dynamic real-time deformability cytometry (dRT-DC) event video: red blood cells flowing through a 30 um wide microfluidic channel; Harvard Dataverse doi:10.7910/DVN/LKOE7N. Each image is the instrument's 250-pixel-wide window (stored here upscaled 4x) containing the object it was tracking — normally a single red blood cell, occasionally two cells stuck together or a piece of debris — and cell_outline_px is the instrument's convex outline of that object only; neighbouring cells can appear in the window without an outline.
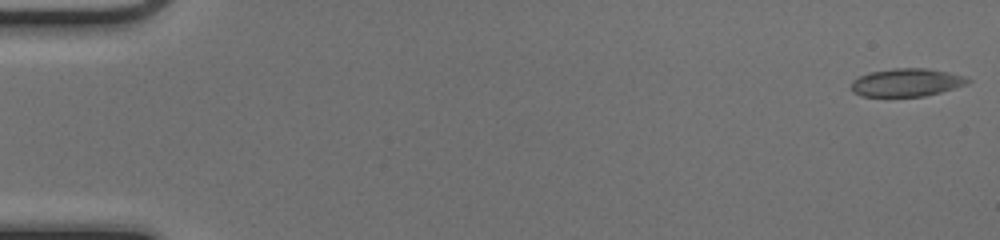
{"species": "common noctule bat (a hibernating species)", "species_latin": "Nyctalus noctula", "temperature_condition": "cold", "stored_images_in_passage": 51, "camera_frame_rate_fps": 3000, "um_per_image_px": 0.085, "animal": {"sex": "female", "body_mass_g": 17.0, "forearm_length_mm": 48.0}, "frame": {"image": 1, "passage_image": 1, "time_ms": 0.0, "image_size_px": [1000, 240], "cell_outline_px": [[972, 80], [968, 84], [940, 92], [924, 96], [860, 96], [852, 92], [852, 80], [868, 72], [892, 68], [928, 68], [948, 72], [964, 76]], "centroid_in_image_um": [77.06, 7.0], "position_along_channel_um": 7.9, "area_um2": 19.07}}
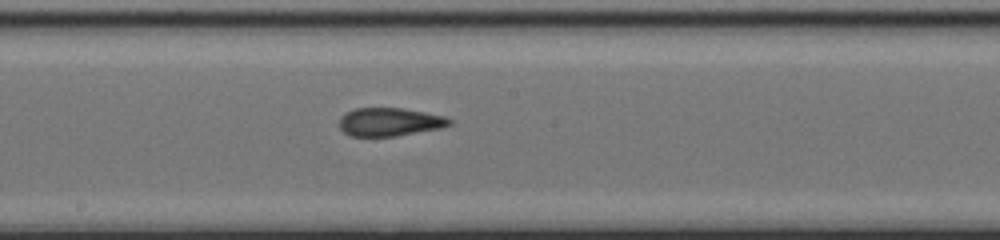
{"frame": {"image": 2, "passage_image": 28, "time_ms": 9.0, "image_size_px": [1000, 240], "cell_outline_px": [[452, 124], [444, 128], [396, 136], [352, 136], [344, 132], [340, 128], [340, 116], [344, 112], [356, 108], [400, 108], [424, 112], [444, 116], [452, 120]], "centroid_in_image_um": [33.13, 10.36], "position_along_channel_um": 215.1, "area_um2": 18.26}}
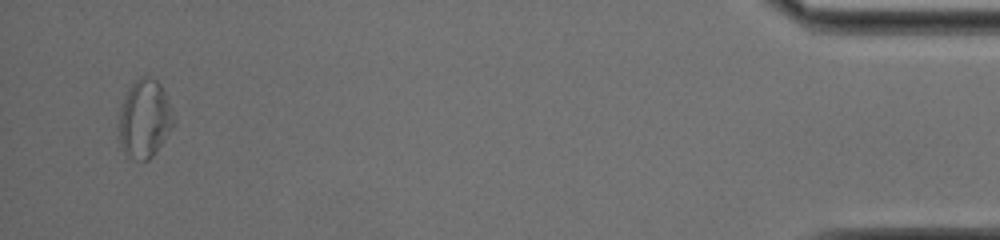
{"frame": {"image": 3, "passage_image": 49, "time_ms": 16.0, "image_size_px": [1000, 240], "cell_outline_px": [[176, 120], [164, 140], [156, 152], [148, 160], [136, 160], [124, 152], [120, 144], [120, 108], [132, 84], [140, 76], [148, 76], [156, 80], [160, 84], [176, 116]], "centroid_in_image_um": [12.33, 10.1], "position_along_channel_um": 422.9, "area_um2": 24.62}, "authors_computed_cell_mechanics": {"area_um2": 19.074, "velocity_mm_per_s": 4.1058, "shape_relaxation_time_tau1_ms": null, "shape_relaxation_time_tau2_ms": 1.6268, "deformation_change_tau1": null, "deformation_change_tau2": 0.096}}